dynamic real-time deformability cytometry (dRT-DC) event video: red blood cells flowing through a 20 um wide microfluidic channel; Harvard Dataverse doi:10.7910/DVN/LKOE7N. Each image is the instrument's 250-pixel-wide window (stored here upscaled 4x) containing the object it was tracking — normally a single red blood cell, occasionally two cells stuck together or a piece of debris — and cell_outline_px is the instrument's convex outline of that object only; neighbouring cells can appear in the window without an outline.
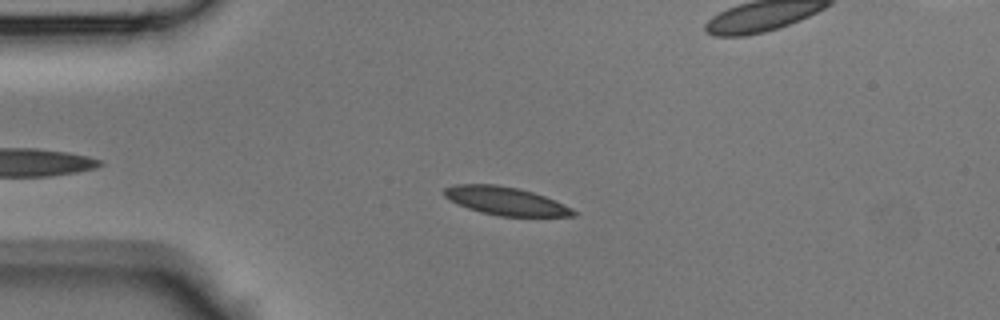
{"species": "Egyptian fruit bat (a non-hibernating species)", "species_latin": "Rousettus aegyptiacus", "temperature_condition": "room temperature", "stored_images_in_passage": 38, "camera_frame_rate_fps": 3000, "um_per_image_px": 0.085, "animal": {"sex": "male"}, "frame": {"image": 1, "passage_image": 11, "time_ms": 3.333, "image_size_px": [1000, 320], "cell_outline_px": [[576, 216], [500, 216], [480, 212], [456, 204], [444, 196], [440, 192], [444, 188], [452, 184], [496, 184], [520, 188], [544, 196], [572, 208], [576, 212]], "centroid_in_image_um": [42.91, 17.07], "position_along_channel_um": 42.1, "area_um2": 21.33}}
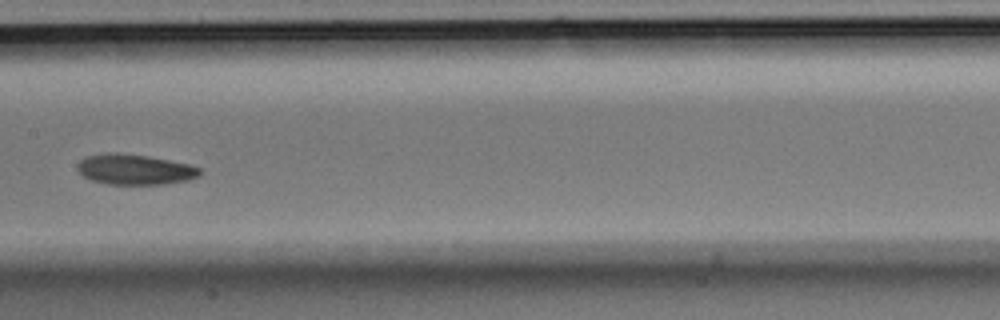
{"frame": {"image": 2, "passage_image": 23, "time_ms": 7.333, "image_size_px": [1000, 320], "cell_outline_px": [[200, 176], [188, 180], [164, 184], [108, 184], [92, 180], [84, 176], [76, 168], [76, 164], [84, 156], [112, 152], [116, 152], [148, 156], [188, 164], [200, 168]], "centroid_in_image_um": [11.43, 14.4], "position_along_channel_um": 196.0, "area_um2": 21.68}}
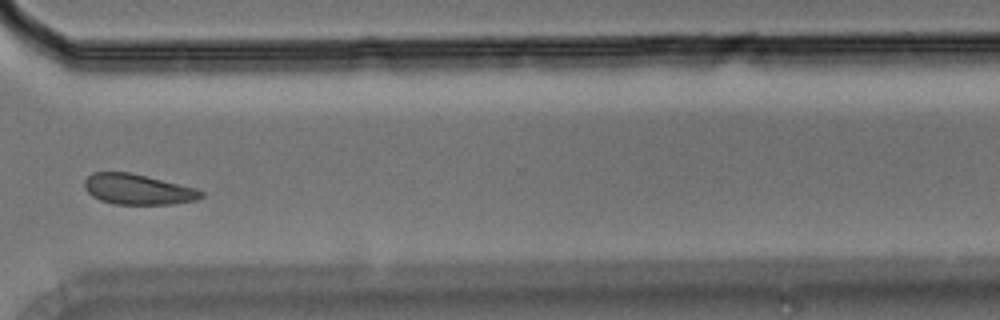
{"frame": {"image": 3, "passage_image": 34, "time_ms": 11.0, "image_size_px": [1000, 320], "cell_outline_px": [[204, 196], [196, 200], [172, 204], [116, 204], [100, 200], [92, 196], [84, 188], [84, 180], [92, 172], [128, 172], [196, 188], [204, 192]], "centroid_in_image_um": [11.7, 16.1], "position_along_channel_um": 358.9, "area_um2": 20.58}}